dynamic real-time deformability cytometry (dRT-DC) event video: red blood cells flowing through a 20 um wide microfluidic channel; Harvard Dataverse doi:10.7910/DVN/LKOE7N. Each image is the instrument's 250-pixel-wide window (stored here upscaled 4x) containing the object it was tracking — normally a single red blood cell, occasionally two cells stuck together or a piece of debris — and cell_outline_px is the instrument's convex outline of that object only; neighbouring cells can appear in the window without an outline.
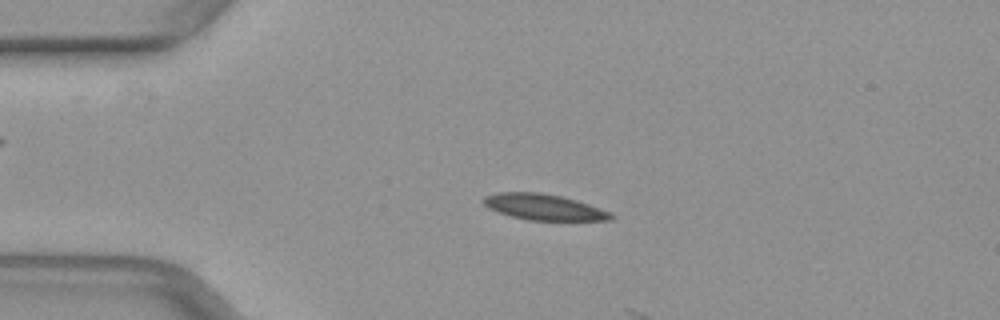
{"species": "common noctule bat (a hibernating species)", "species_latin": "Nyctalus noctula", "temperature_condition": "warm", "stored_images_in_passage": 11, "camera_frame_rate_fps": 3000, "um_per_image_px": 0.085, "animal": {"sex": "female", "body_mass_g": 29.2, "forearm_length_mm": 56.3}, "frame": {"image": 1, "passage_image": 9, "time_ms": 2.667, "image_size_px": [1000, 320], "cell_outline_px": [[616, 216], [612, 220], [528, 220], [496, 212], [488, 208], [484, 204], [484, 196], [496, 192], [540, 192], [560, 196], [576, 200], [612, 212]], "centroid_in_image_um": [46.23, 17.6], "position_along_channel_um": 38.8, "area_um2": 19.31}}